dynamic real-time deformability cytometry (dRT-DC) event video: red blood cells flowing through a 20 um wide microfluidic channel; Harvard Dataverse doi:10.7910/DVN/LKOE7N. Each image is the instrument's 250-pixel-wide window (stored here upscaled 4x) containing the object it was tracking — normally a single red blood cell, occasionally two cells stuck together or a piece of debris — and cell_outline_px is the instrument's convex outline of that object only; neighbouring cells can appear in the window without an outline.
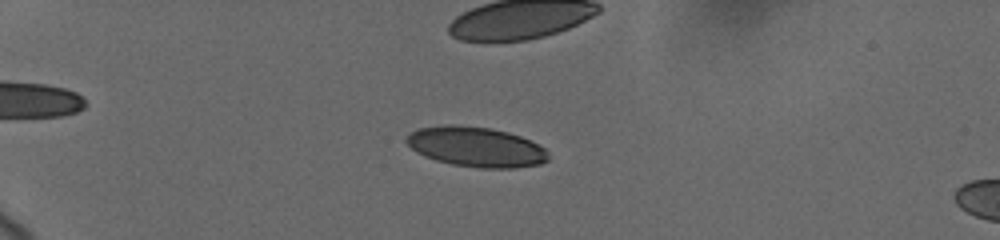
{"species": "human", "species_latin": "Homo sapiens", "temperature_condition": "cold", "stored_images_in_passage": 103, "camera_frame_rate_fps": 3000, "um_per_image_px": 0.085, "donor": {"sex": "female"}, "frame": {"image": 1, "passage_image": 29, "time_ms": 6.0, "image_size_px": [1000, 240], "cell_outline_px": [[548, 160], [540, 164], [516, 168], [480, 168], [452, 164], [436, 160], [424, 156], [416, 152], [404, 140], [416, 128], [444, 124], [456, 124], [492, 128], [508, 132], [520, 136], [544, 148], [548, 152]], "centroid_in_image_um": [40.44, 12.47], "position_along_channel_um": 44.6, "area_um2": 33.18}}
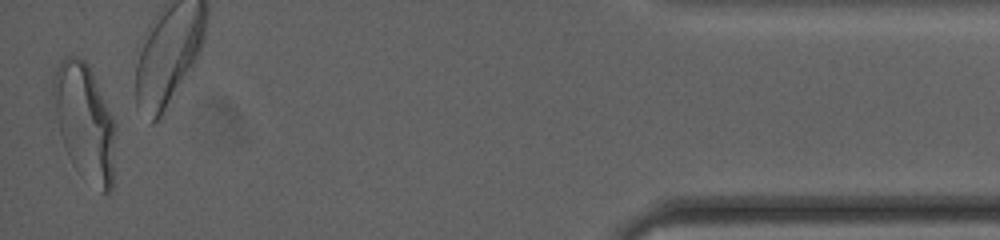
{"frame": {"image": 2, "passage_image": 102, "time_ms": 19.667, "image_size_px": [1000, 240], "cell_outline_px": [[116, 128], [112, 188], [108, 192], [100, 192], [60, 132], [52, 92], [52, 80], [56, 68], [60, 60], [64, 56], [76, 56], [84, 60], [88, 64], [92, 72], [116, 124]], "centroid_in_image_um": [7.24, 10.16], "position_along_channel_um": 428.0, "area_um2": 39.82}, "authors_computed_cell_mechanics": {"area_um2": 34.6222, "velocity_mm_per_s": 3.6812, "shape_relaxation_time_tau1_ms": 5.0284, "shape_relaxation_time_tau2_ms": 0.7922, "deformation_change_tau1": 0.1774, "deformation_change_tau2": 0.0622}}